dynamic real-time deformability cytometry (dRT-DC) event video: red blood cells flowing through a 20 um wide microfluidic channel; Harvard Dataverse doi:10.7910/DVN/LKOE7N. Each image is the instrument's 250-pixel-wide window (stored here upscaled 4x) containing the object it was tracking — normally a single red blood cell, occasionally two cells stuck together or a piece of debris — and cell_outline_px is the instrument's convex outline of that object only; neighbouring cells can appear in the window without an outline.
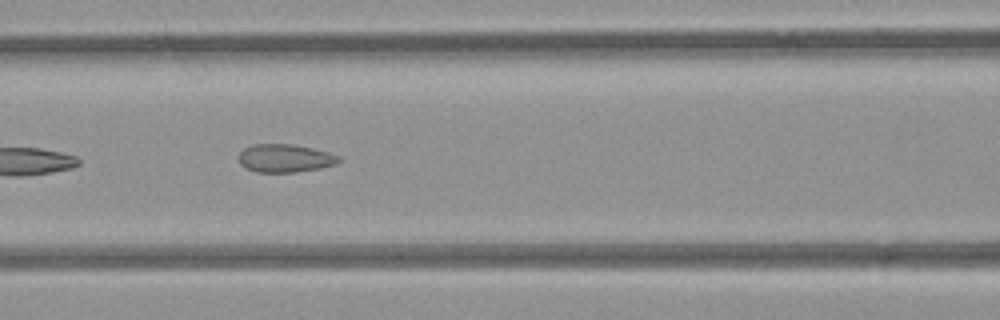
{"species": "common noctule bat (a hibernating species)", "species_latin": "Nyctalus noctula", "temperature_condition": "room temperature", "stored_images_in_passage": 6, "camera_frame_rate_fps": 3000, "um_per_image_px": 0.085, "animal": {"sex": "female", "body_mass_g": 21.9}, "frame": {"image": 1, "passage_image": 5, "time_ms": 1.333, "image_size_px": [1000, 320], "cell_outline_px": [[340, 160], [336, 164], [320, 168], [296, 172], [256, 172], [244, 168], [240, 164], [240, 152], [244, 148], [252, 144], [292, 144], [312, 148], [328, 152], [340, 156]], "centroid_in_image_um": [24.22, 13.45], "position_along_channel_um": 142.4, "area_um2": 16.42}}
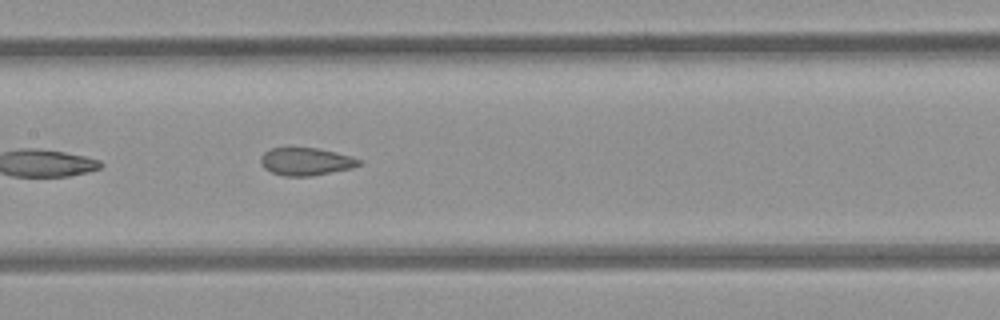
{"frame": {"image": 2, "passage_image": 6, "time_ms": 1.667, "image_size_px": [1000, 320], "cell_outline_px": [[364, 160], [360, 164], [352, 168], [312, 176], [284, 176], [272, 172], [264, 168], [260, 164], [260, 156], [264, 152], [272, 148], [316, 148], [336, 152], [352, 156]], "centroid_in_image_um": [26.02, 13.73], "position_along_channel_um": 181.4, "area_um2": 15.95}}